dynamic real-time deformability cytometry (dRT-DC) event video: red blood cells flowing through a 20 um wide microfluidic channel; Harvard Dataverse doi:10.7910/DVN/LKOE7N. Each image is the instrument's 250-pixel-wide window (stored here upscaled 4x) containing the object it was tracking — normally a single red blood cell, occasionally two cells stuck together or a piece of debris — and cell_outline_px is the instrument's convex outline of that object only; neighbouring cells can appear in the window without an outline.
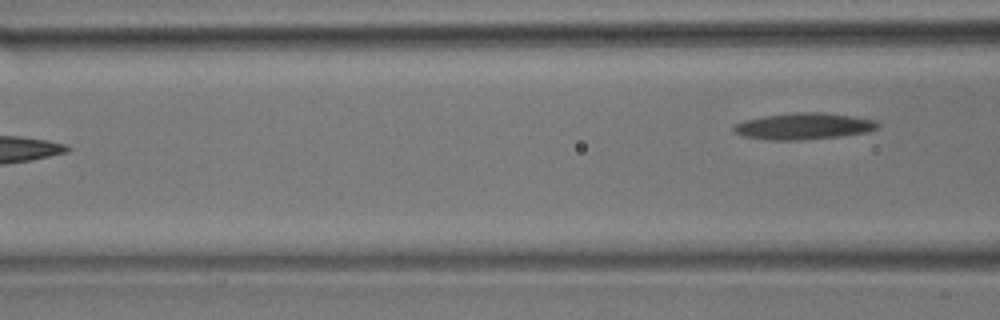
{"species": "common noctule bat (a hibernating species)", "species_latin": "Nyctalus noctula", "temperature_condition": "room temperature", "stored_images_in_passage": 4, "camera_frame_rate_fps": 3000, "um_per_image_px": 0.085, "animal": {"sex": "male", "body_mass_g": 17.9}, "frame": {"image": 1, "passage_image": 4, "time_ms": 1.0, "image_size_px": [1000, 320], "cell_outline_px": [[880, 128], [868, 132], [840, 136], [800, 140], [764, 140], [744, 136], [732, 132], [732, 128], [736, 124], [744, 120], [764, 116], [796, 112], [820, 112], [852, 116], [876, 120], [880, 124]], "centroid_in_image_um": [68.32, 10.73], "position_along_channel_um": 98.3, "area_um2": 22.37}}